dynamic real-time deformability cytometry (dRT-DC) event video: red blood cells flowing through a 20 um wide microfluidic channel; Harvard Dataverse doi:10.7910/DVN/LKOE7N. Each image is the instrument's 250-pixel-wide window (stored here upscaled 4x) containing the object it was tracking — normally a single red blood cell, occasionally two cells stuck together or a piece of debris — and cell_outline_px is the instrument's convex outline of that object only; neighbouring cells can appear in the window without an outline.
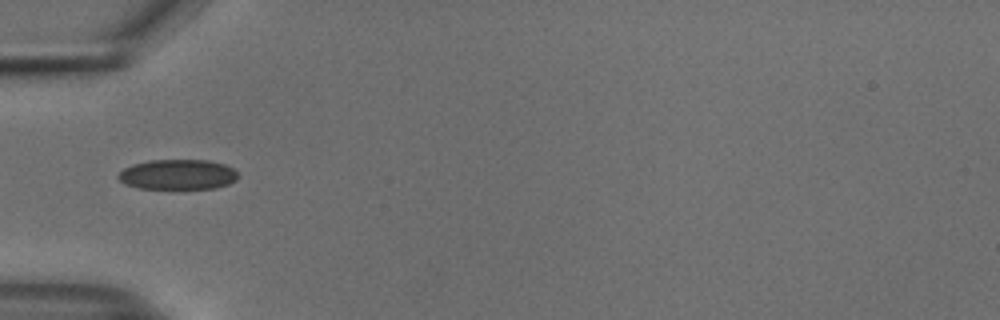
{"species": "common noctule bat (a hibernating species)", "species_latin": "Nyctalus noctula", "temperature_condition": "cold", "stored_images_in_passage": 37, "camera_frame_rate_fps": 3000, "um_per_image_px": 0.085, "animal": {"sex": "male", "body_mass_g": 18.8}, "frame": {"image": 1, "passage_image": 1, "time_ms": 0.0, "image_size_px": [1000, 320], "cell_outline_px": [[236, 180], [228, 184], [216, 188], [136, 188], [124, 184], [116, 176], [124, 168], [132, 164], [148, 160], [208, 160], [224, 164], [232, 168], [236, 172]], "centroid_in_image_um": [15.07, 14.83], "position_along_channel_um": 69.9, "area_um2": 20.98}}
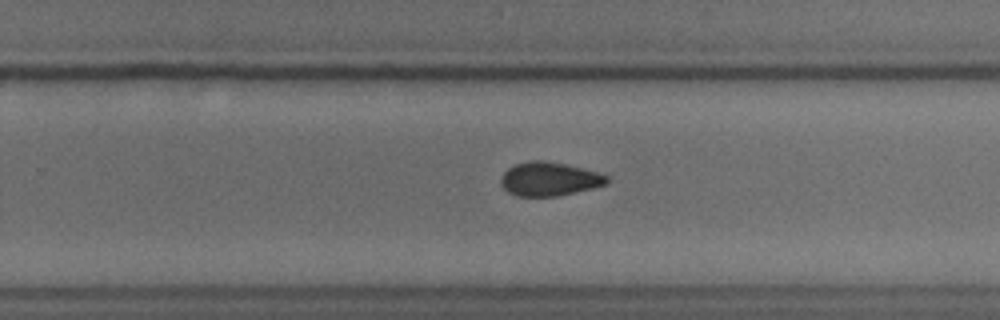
{"frame": {"image": 2, "passage_image": 18, "time_ms": 5.667, "image_size_px": [1000, 320], "cell_outline_px": [[608, 180], [604, 184], [592, 188], [576, 192], [556, 196], [516, 196], [508, 192], [500, 184], [500, 180], [504, 172], [508, 168], [516, 164], [528, 160], [544, 160], [564, 164], [596, 172], [608, 176]], "centroid_in_image_um": [46.63, 15.22], "position_along_channel_um": 283.2, "area_um2": 20.63}}
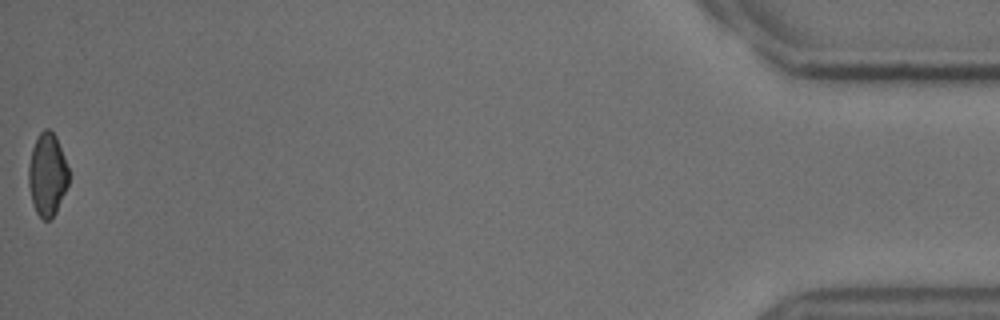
{"frame": {"image": 3, "passage_image": 37, "time_ms": 12.0, "image_size_px": [1000, 320], "cell_outline_px": [[68, 184], [56, 212], [48, 220], [44, 220], [36, 212], [32, 204], [28, 184], [28, 164], [32, 148], [36, 136], [44, 128], [48, 128], [56, 136], [68, 168]], "centroid_in_image_um": [3.99, 14.82], "position_along_channel_um": 431.2, "area_um2": 19.36}, "authors_computed_cell_mechanics": {"area_um2": 20.9814, "velocity_mm_per_s": 3.7659, "shape_relaxation_time_tau1_ms": null, "shape_relaxation_time_tau2_ms": 3.6589, "deformation_change_tau1": null, "deformation_change_tau2": 0.0726}}